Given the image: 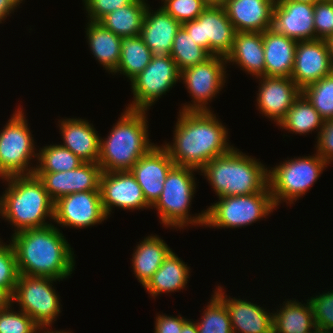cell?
I'll return each mask as SVG.
<instances>
[{"label":"cell","instance_id":"obj_42","mask_svg":"<svg viewBox=\"0 0 333 333\" xmlns=\"http://www.w3.org/2000/svg\"><path fill=\"white\" fill-rule=\"evenodd\" d=\"M315 39L328 40L333 36V1L314 3Z\"/></svg>","mask_w":333,"mask_h":333},{"label":"cell","instance_id":"obj_31","mask_svg":"<svg viewBox=\"0 0 333 333\" xmlns=\"http://www.w3.org/2000/svg\"><path fill=\"white\" fill-rule=\"evenodd\" d=\"M147 6L145 0H134L131 4L107 14L99 23L121 38L138 36Z\"/></svg>","mask_w":333,"mask_h":333},{"label":"cell","instance_id":"obj_20","mask_svg":"<svg viewBox=\"0 0 333 333\" xmlns=\"http://www.w3.org/2000/svg\"><path fill=\"white\" fill-rule=\"evenodd\" d=\"M257 94V109L277 126L284 119L293 102L302 93L291 77L261 76Z\"/></svg>","mask_w":333,"mask_h":333},{"label":"cell","instance_id":"obj_48","mask_svg":"<svg viewBox=\"0 0 333 333\" xmlns=\"http://www.w3.org/2000/svg\"><path fill=\"white\" fill-rule=\"evenodd\" d=\"M181 333H198V329L196 326V322L195 321H191V320H187L184 324H183V328Z\"/></svg>","mask_w":333,"mask_h":333},{"label":"cell","instance_id":"obj_28","mask_svg":"<svg viewBox=\"0 0 333 333\" xmlns=\"http://www.w3.org/2000/svg\"><path fill=\"white\" fill-rule=\"evenodd\" d=\"M189 269L187 264L171 251L143 287L153 298L165 292L181 291L187 285Z\"/></svg>","mask_w":333,"mask_h":333},{"label":"cell","instance_id":"obj_33","mask_svg":"<svg viewBox=\"0 0 333 333\" xmlns=\"http://www.w3.org/2000/svg\"><path fill=\"white\" fill-rule=\"evenodd\" d=\"M152 51L138 36L123 37L121 40L120 61L113 72L125 75L132 81L151 62Z\"/></svg>","mask_w":333,"mask_h":333},{"label":"cell","instance_id":"obj_23","mask_svg":"<svg viewBox=\"0 0 333 333\" xmlns=\"http://www.w3.org/2000/svg\"><path fill=\"white\" fill-rule=\"evenodd\" d=\"M147 6L140 37L154 56H169L174 38L182 24L176 21L163 8L152 12Z\"/></svg>","mask_w":333,"mask_h":333},{"label":"cell","instance_id":"obj_46","mask_svg":"<svg viewBox=\"0 0 333 333\" xmlns=\"http://www.w3.org/2000/svg\"><path fill=\"white\" fill-rule=\"evenodd\" d=\"M18 6L12 0H0V24L10 15Z\"/></svg>","mask_w":333,"mask_h":333},{"label":"cell","instance_id":"obj_24","mask_svg":"<svg viewBox=\"0 0 333 333\" xmlns=\"http://www.w3.org/2000/svg\"><path fill=\"white\" fill-rule=\"evenodd\" d=\"M61 146L69 149L84 162L98 163L100 136L93 125L85 119L67 118L59 121Z\"/></svg>","mask_w":333,"mask_h":333},{"label":"cell","instance_id":"obj_12","mask_svg":"<svg viewBox=\"0 0 333 333\" xmlns=\"http://www.w3.org/2000/svg\"><path fill=\"white\" fill-rule=\"evenodd\" d=\"M226 58L211 55L204 62L188 67L180 72V80L185 87L192 103L182 106V111H212L207 106L226 83ZM207 104V105H206Z\"/></svg>","mask_w":333,"mask_h":333},{"label":"cell","instance_id":"obj_38","mask_svg":"<svg viewBox=\"0 0 333 333\" xmlns=\"http://www.w3.org/2000/svg\"><path fill=\"white\" fill-rule=\"evenodd\" d=\"M19 277L16 254L13 245L3 244L0 240V287L11 296Z\"/></svg>","mask_w":333,"mask_h":333},{"label":"cell","instance_id":"obj_18","mask_svg":"<svg viewBox=\"0 0 333 333\" xmlns=\"http://www.w3.org/2000/svg\"><path fill=\"white\" fill-rule=\"evenodd\" d=\"M271 29L296 41L314 40V4L276 0Z\"/></svg>","mask_w":333,"mask_h":333},{"label":"cell","instance_id":"obj_52","mask_svg":"<svg viewBox=\"0 0 333 333\" xmlns=\"http://www.w3.org/2000/svg\"><path fill=\"white\" fill-rule=\"evenodd\" d=\"M287 1H295V2H303V3H311L314 4L318 0H287Z\"/></svg>","mask_w":333,"mask_h":333},{"label":"cell","instance_id":"obj_25","mask_svg":"<svg viewBox=\"0 0 333 333\" xmlns=\"http://www.w3.org/2000/svg\"><path fill=\"white\" fill-rule=\"evenodd\" d=\"M297 42L272 29L263 32L265 76L291 77Z\"/></svg>","mask_w":333,"mask_h":333},{"label":"cell","instance_id":"obj_8","mask_svg":"<svg viewBox=\"0 0 333 333\" xmlns=\"http://www.w3.org/2000/svg\"><path fill=\"white\" fill-rule=\"evenodd\" d=\"M219 200L205 210V227L244 228L276 209L269 188L248 195L219 197Z\"/></svg>","mask_w":333,"mask_h":333},{"label":"cell","instance_id":"obj_34","mask_svg":"<svg viewBox=\"0 0 333 333\" xmlns=\"http://www.w3.org/2000/svg\"><path fill=\"white\" fill-rule=\"evenodd\" d=\"M34 172H61L78 168L84 163L82 159L60 144L40 148Z\"/></svg>","mask_w":333,"mask_h":333},{"label":"cell","instance_id":"obj_13","mask_svg":"<svg viewBox=\"0 0 333 333\" xmlns=\"http://www.w3.org/2000/svg\"><path fill=\"white\" fill-rule=\"evenodd\" d=\"M182 27L210 55L226 57L233 47L236 31L223 6H207L197 19L182 23Z\"/></svg>","mask_w":333,"mask_h":333},{"label":"cell","instance_id":"obj_6","mask_svg":"<svg viewBox=\"0 0 333 333\" xmlns=\"http://www.w3.org/2000/svg\"><path fill=\"white\" fill-rule=\"evenodd\" d=\"M198 169L174 165L167 174L160 198L152 206L160 215V223L165 227H187L189 224L204 226L205 210L191 217L189 208L195 194L196 182L193 172ZM190 216V217H189Z\"/></svg>","mask_w":333,"mask_h":333},{"label":"cell","instance_id":"obj_26","mask_svg":"<svg viewBox=\"0 0 333 333\" xmlns=\"http://www.w3.org/2000/svg\"><path fill=\"white\" fill-rule=\"evenodd\" d=\"M226 63L237 64L255 77L265 76L263 32H236Z\"/></svg>","mask_w":333,"mask_h":333},{"label":"cell","instance_id":"obj_3","mask_svg":"<svg viewBox=\"0 0 333 333\" xmlns=\"http://www.w3.org/2000/svg\"><path fill=\"white\" fill-rule=\"evenodd\" d=\"M8 187L0 197V216L14 226V233L44 228L48 217L54 219V202L35 174L15 175L2 179Z\"/></svg>","mask_w":333,"mask_h":333},{"label":"cell","instance_id":"obj_21","mask_svg":"<svg viewBox=\"0 0 333 333\" xmlns=\"http://www.w3.org/2000/svg\"><path fill=\"white\" fill-rule=\"evenodd\" d=\"M215 294L224 302L233 333H273V313L247 300L231 298L218 286Z\"/></svg>","mask_w":333,"mask_h":333},{"label":"cell","instance_id":"obj_15","mask_svg":"<svg viewBox=\"0 0 333 333\" xmlns=\"http://www.w3.org/2000/svg\"><path fill=\"white\" fill-rule=\"evenodd\" d=\"M99 188L107 217L110 216L114 206L124 210L151 207L144 198L142 188L130 171L101 172Z\"/></svg>","mask_w":333,"mask_h":333},{"label":"cell","instance_id":"obj_19","mask_svg":"<svg viewBox=\"0 0 333 333\" xmlns=\"http://www.w3.org/2000/svg\"><path fill=\"white\" fill-rule=\"evenodd\" d=\"M174 165L167 149L155 145L130 170L151 207L160 198L167 174Z\"/></svg>","mask_w":333,"mask_h":333},{"label":"cell","instance_id":"obj_14","mask_svg":"<svg viewBox=\"0 0 333 333\" xmlns=\"http://www.w3.org/2000/svg\"><path fill=\"white\" fill-rule=\"evenodd\" d=\"M104 211L100 191H83L63 196L54 202V222L83 229L102 223Z\"/></svg>","mask_w":333,"mask_h":333},{"label":"cell","instance_id":"obj_45","mask_svg":"<svg viewBox=\"0 0 333 333\" xmlns=\"http://www.w3.org/2000/svg\"><path fill=\"white\" fill-rule=\"evenodd\" d=\"M154 333H181L183 324L188 320L178 315L167 316L166 314H158L155 319Z\"/></svg>","mask_w":333,"mask_h":333},{"label":"cell","instance_id":"obj_30","mask_svg":"<svg viewBox=\"0 0 333 333\" xmlns=\"http://www.w3.org/2000/svg\"><path fill=\"white\" fill-rule=\"evenodd\" d=\"M273 333H309L316 328L310 301L302 304L293 299L273 313Z\"/></svg>","mask_w":333,"mask_h":333},{"label":"cell","instance_id":"obj_37","mask_svg":"<svg viewBox=\"0 0 333 333\" xmlns=\"http://www.w3.org/2000/svg\"><path fill=\"white\" fill-rule=\"evenodd\" d=\"M302 94L324 121L333 119V73L307 85Z\"/></svg>","mask_w":333,"mask_h":333},{"label":"cell","instance_id":"obj_36","mask_svg":"<svg viewBox=\"0 0 333 333\" xmlns=\"http://www.w3.org/2000/svg\"><path fill=\"white\" fill-rule=\"evenodd\" d=\"M196 323L198 333H233L229 312L224 302L214 293Z\"/></svg>","mask_w":333,"mask_h":333},{"label":"cell","instance_id":"obj_39","mask_svg":"<svg viewBox=\"0 0 333 333\" xmlns=\"http://www.w3.org/2000/svg\"><path fill=\"white\" fill-rule=\"evenodd\" d=\"M11 306L0 310V333H39V326L30 316L21 310L15 312Z\"/></svg>","mask_w":333,"mask_h":333},{"label":"cell","instance_id":"obj_2","mask_svg":"<svg viewBox=\"0 0 333 333\" xmlns=\"http://www.w3.org/2000/svg\"><path fill=\"white\" fill-rule=\"evenodd\" d=\"M19 274L60 280L71 276L75 260L71 248L55 225L12 234Z\"/></svg>","mask_w":333,"mask_h":333},{"label":"cell","instance_id":"obj_1","mask_svg":"<svg viewBox=\"0 0 333 333\" xmlns=\"http://www.w3.org/2000/svg\"><path fill=\"white\" fill-rule=\"evenodd\" d=\"M175 125L172 145L164 147L175 165L202 169L210 160L225 155L230 146L228 130L211 111H181Z\"/></svg>","mask_w":333,"mask_h":333},{"label":"cell","instance_id":"obj_44","mask_svg":"<svg viewBox=\"0 0 333 333\" xmlns=\"http://www.w3.org/2000/svg\"><path fill=\"white\" fill-rule=\"evenodd\" d=\"M317 139V154L328 163L333 161V119L326 120Z\"/></svg>","mask_w":333,"mask_h":333},{"label":"cell","instance_id":"obj_51","mask_svg":"<svg viewBox=\"0 0 333 333\" xmlns=\"http://www.w3.org/2000/svg\"><path fill=\"white\" fill-rule=\"evenodd\" d=\"M328 45H329V49H330V54L332 57V61H333V36H331L328 40Z\"/></svg>","mask_w":333,"mask_h":333},{"label":"cell","instance_id":"obj_9","mask_svg":"<svg viewBox=\"0 0 333 333\" xmlns=\"http://www.w3.org/2000/svg\"><path fill=\"white\" fill-rule=\"evenodd\" d=\"M18 107L0 130V178L34 174L31 159L37 157L35 142L28 127L26 115ZM35 147V148H34ZM30 161V162H29ZM29 165V166H28ZM30 167V168H29Z\"/></svg>","mask_w":333,"mask_h":333},{"label":"cell","instance_id":"obj_41","mask_svg":"<svg viewBox=\"0 0 333 333\" xmlns=\"http://www.w3.org/2000/svg\"><path fill=\"white\" fill-rule=\"evenodd\" d=\"M308 300L312 306L316 327L333 330V290Z\"/></svg>","mask_w":333,"mask_h":333},{"label":"cell","instance_id":"obj_29","mask_svg":"<svg viewBox=\"0 0 333 333\" xmlns=\"http://www.w3.org/2000/svg\"><path fill=\"white\" fill-rule=\"evenodd\" d=\"M87 24L86 38L92 54L108 72L113 74L120 61L122 38L99 22L89 21Z\"/></svg>","mask_w":333,"mask_h":333},{"label":"cell","instance_id":"obj_10","mask_svg":"<svg viewBox=\"0 0 333 333\" xmlns=\"http://www.w3.org/2000/svg\"><path fill=\"white\" fill-rule=\"evenodd\" d=\"M57 279L19 274L12 304L16 301L20 310L30 316L39 327H50L61 312L60 298L53 282Z\"/></svg>","mask_w":333,"mask_h":333},{"label":"cell","instance_id":"obj_5","mask_svg":"<svg viewBox=\"0 0 333 333\" xmlns=\"http://www.w3.org/2000/svg\"><path fill=\"white\" fill-rule=\"evenodd\" d=\"M200 171L218 198L264 192L269 188L268 168L236 148L210 160Z\"/></svg>","mask_w":333,"mask_h":333},{"label":"cell","instance_id":"obj_35","mask_svg":"<svg viewBox=\"0 0 333 333\" xmlns=\"http://www.w3.org/2000/svg\"><path fill=\"white\" fill-rule=\"evenodd\" d=\"M211 55L201 46H198L191 35L181 26L174 38L170 57L175 61L178 70L204 62Z\"/></svg>","mask_w":333,"mask_h":333},{"label":"cell","instance_id":"obj_55","mask_svg":"<svg viewBox=\"0 0 333 333\" xmlns=\"http://www.w3.org/2000/svg\"><path fill=\"white\" fill-rule=\"evenodd\" d=\"M309 333H318V327H316L315 329H313V331H311Z\"/></svg>","mask_w":333,"mask_h":333},{"label":"cell","instance_id":"obj_53","mask_svg":"<svg viewBox=\"0 0 333 333\" xmlns=\"http://www.w3.org/2000/svg\"><path fill=\"white\" fill-rule=\"evenodd\" d=\"M332 329H319L318 328V333H333Z\"/></svg>","mask_w":333,"mask_h":333},{"label":"cell","instance_id":"obj_32","mask_svg":"<svg viewBox=\"0 0 333 333\" xmlns=\"http://www.w3.org/2000/svg\"><path fill=\"white\" fill-rule=\"evenodd\" d=\"M323 123L324 120L313 107L312 103L301 93L278 126L291 133L300 135L308 134V132L317 131L318 129V137Z\"/></svg>","mask_w":333,"mask_h":333},{"label":"cell","instance_id":"obj_47","mask_svg":"<svg viewBox=\"0 0 333 333\" xmlns=\"http://www.w3.org/2000/svg\"><path fill=\"white\" fill-rule=\"evenodd\" d=\"M11 304V295L4 288L0 287V310L7 308Z\"/></svg>","mask_w":333,"mask_h":333},{"label":"cell","instance_id":"obj_54","mask_svg":"<svg viewBox=\"0 0 333 333\" xmlns=\"http://www.w3.org/2000/svg\"><path fill=\"white\" fill-rule=\"evenodd\" d=\"M17 6L20 5V3H22L23 0H12Z\"/></svg>","mask_w":333,"mask_h":333},{"label":"cell","instance_id":"obj_27","mask_svg":"<svg viewBox=\"0 0 333 333\" xmlns=\"http://www.w3.org/2000/svg\"><path fill=\"white\" fill-rule=\"evenodd\" d=\"M135 248L131 259L132 268L138 282L144 286L172 249L157 235L147 236Z\"/></svg>","mask_w":333,"mask_h":333},{"label":"cell","instance_id":"obj_49","mask_svg":"<svg viewBox=\"0 0 333 333\" xmlns=\"http://www.w3.org/2000/svg\"><path fill=\"white\" fill-rule=\"evenodd\" d=\"M207 6H223L226 0H203Z\"/></svg>","mask_w":333,"mask_h":333},{"label":"cell","instance_id":"obj_17","mask_svg":"<svg viewBox=\"0 0 333 333\" xmlns=\"http://www.w3.org/2000/svg\"><path fill=\"white\" fill-rule=\"evenodd\" d=\"M101 168L98 163L84 162L78 168L61 172H34L53 202L77 192L100 191Z\"/></svg>","mask_w":333,"mask_h":333},{"label":"cell","instance_id":"obj_43","mask_svg":"<svg viewBox=\"0 0 333 333\" xmlns=\"http://www.w3.org/2000/svg\"><path fill=\"white\" fill-rule=\"evenodd\" d=\"M89 21L99 22L107 14L131 4L134 0H83Z\"/></svg>","mask_w":333,"mask_h":333},{"label":"cell","instance_id":"obj_22","mask_svg":"<svg viewBox=\"0 0 333 333\" xmlns=\"http://www.w3.org/2000/svg\"><path fill=\"white\" fill-rule=\"evenodd\" d=\"M276 0H226L223 8L236 32L271 29Z\"/></svg>","mask_w":333,"mask_h":333},{"label":"cell","instance_id":"obj_16","mask_svg":"<svg viewBox=\"0 0 333 333\" xmlns=\"http://www.w3.org/2000/svg\"><path fill=\"white\" fill-rule=\"evenodd\" d=\"M332 73L333 61L327 40L297 42L291 78L301 90Z\"/></svg>","mask_w":333,"mask_h":333},{"label":"cell","instance_id":"obj_11","mask_svg":"<svg viewBox=\"0 0 333 333\" xmlns=\"http://www.w3.org/2000/svg\"><path fill=\"white\" fill-rule=\"evenodd\" d=\"M178 80L180 81V71L170 55H153L146 68L131 81L134 101L126 108L148 111Z\"/></svg>","mask_w":333,"mask_h":333},{"label":"cell","instance_id":"obj_50","mask_svg":"<svg viewBox=\"0 0 333 333\" xmlns=\"http://www.w3.org/2000/svg\"><path fill=\"white\" fill-rule=\"evenodd\" d=\"M47 329V330H46ZM50 328L49 327H39V332L43 331V333H71V332H68V331H65V330H56V331H53V330H49Z\"/></svg>","mask_w":333,"mask_h":333},{"label":"cell","instance_id":"obj_4","mask_svg":"<svg viewBox=\"0 0 333 333\" xmlns=\"http://www.w3.org/2000/svg\"><path fill=\"white\" fill-rule=\"evenodd\" d=\"M146 113L126 108L110 134L100 138L98 164L102 172L130 171L156 145L149 141Z\"/></svg>","mask_w":333,"mask_h":333},{"label":"cell","instance_id":"obj_40","mask_svg":"<svg viewBox=\"0 0 333 333\" xmlns=\"http://www.w3.org/2000/svg\"><path fill=\"white\" fill-rule=\"evenodd\" d=\"M163 8L181 24L197 19L207 7L203 0H162Z\"/></svg>","mask_w":333,"mask_h":333},{"label":"cell","instance_id":"obj_7","mask_svg":"<svg viewBox=\"0 0 333 333\" xmlns=\"http://www.w3.org/2000/svg\"><path fill=\"white\" fill-rule=\"evenodd\" d=\"M326 164L329 165L316 153L314 156L294 157L268 169L274 206L277 207L282 201L292 204L305 195L327 167Z\"/></svg>","mask_w":333,"mask_h":333}]
</instances>
